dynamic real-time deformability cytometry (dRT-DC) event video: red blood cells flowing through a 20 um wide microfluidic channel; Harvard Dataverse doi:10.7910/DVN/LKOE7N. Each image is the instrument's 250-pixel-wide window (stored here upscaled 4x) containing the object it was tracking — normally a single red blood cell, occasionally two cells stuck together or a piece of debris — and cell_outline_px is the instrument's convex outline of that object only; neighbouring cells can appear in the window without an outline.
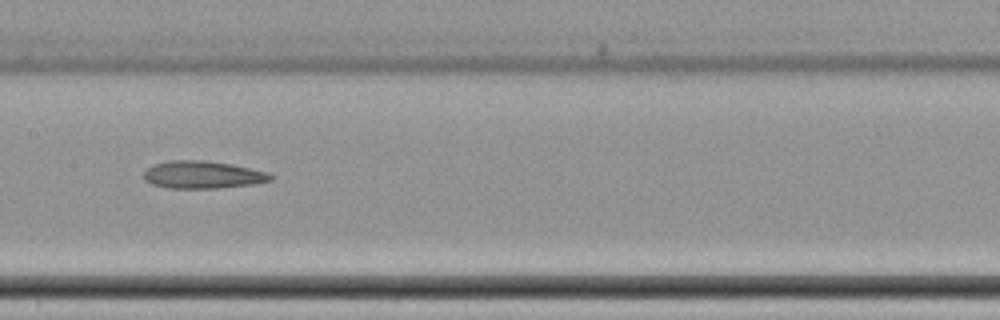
{"species": "common noctule bat (a hibernating species)", "species_latin": "Nyctalus noctula", "temperature_condition": "cold", "stored_images_in_passage": 17, "camera_frame_rate_fps": 3000, "um_per_image_px": 0.085, "animal": {"sex": "female", "body_mass_g": 22.7, "forearm_length_mm": 54.2}, "frame": {"image": 1, "passage_image": 10, "time_ms": 12.0, "image_size_px": [1000, 320], "cell_outline_px": [[276, 176], [272, 180], [252, 184], [216, 188], [168, 188], [152, 184], [144, 180], [144, 172], [152, 164], [168, 160], [204, 160], [232, 164], [268, 172]], "centroid_in_image_um": [17.23, 14.84], "position_along_channel_um": 190.2, "area_um2": 20.46}}
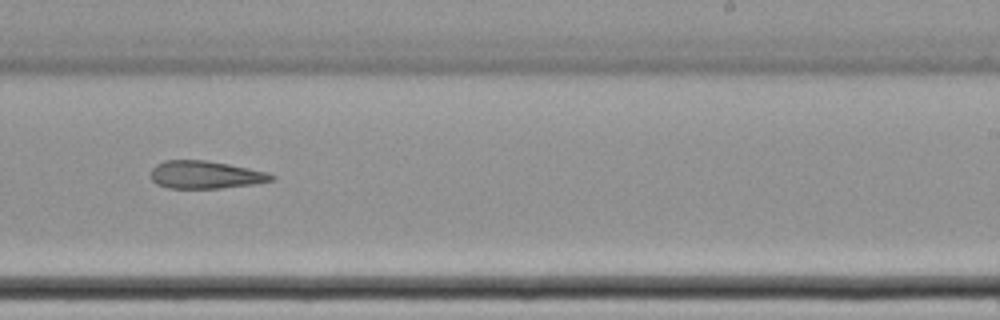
{"frame": {"image": 2, "passage_image": 12, "time_ms": 14.333, "image_size_px": [1000, 320], "cell_outline_px": [[276, 176], [272, 180], [256, 184], [220, 188], [168, 188], [156, 184], [152, 180], [152, 168], [156, 164], [164, 160], [208, 160], [268, 172]], "centroid_in_image_um": [17.46, 14.85], "position_along_channel_um": 271.5, "area_um2": 19.54}, "authors_computed_cell_mechanics": {"area_um2": 22.831, "velocity_mm_per_s": 3.5113, "shape_relaxation_time_tau1_ms": 3.9604, "shape_relaxation_time_tau2_ms": 5.272, "deformation_change_tau1": 0.1022, "deformation_change_tau2": 0.1244}}